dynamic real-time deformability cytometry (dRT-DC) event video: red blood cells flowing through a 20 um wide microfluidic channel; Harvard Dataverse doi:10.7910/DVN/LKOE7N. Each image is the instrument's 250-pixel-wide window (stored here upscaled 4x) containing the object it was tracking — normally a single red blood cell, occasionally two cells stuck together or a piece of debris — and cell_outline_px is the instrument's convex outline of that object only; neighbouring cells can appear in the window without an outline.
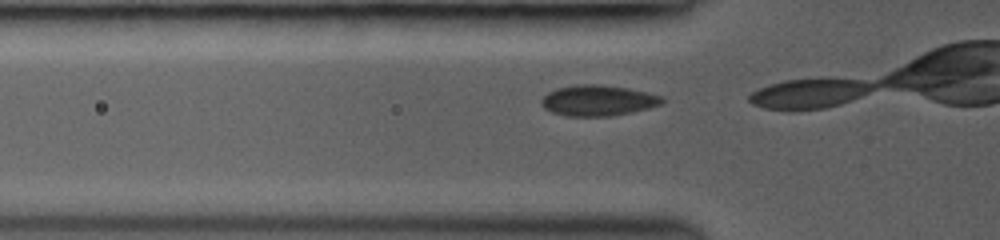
{"species": "common noctule bat (a hibernating species)", "species_latin": "Nyctalus noctula", "temperature_condition": "room temperature", "stored_images_in_passage": 3, "camera_frame_rate_fps": 3000, "um_per_image_px": 0.085, "animal": {"sex": "female", "body_mass_g": 19.0, "forearm_length_mm": 53.3}, "frame": {"image": 1, "passage_image": 2, "time_ms": 0.333, "image_size_px": [1000, 240], "cell_outline_px": [[664, 104], [632, 112], [612, 116], [568, 116], [552, 112], [544, 108], [540, 104], [540, 100], [548, 92], [556, 88], [576, 84], [600, 84], [628, 88], [664, 96]], "centroid_in_image_um": [50.84, 8.53], "position_along_channel_um": 75.0, "area_um2": 21.85}}